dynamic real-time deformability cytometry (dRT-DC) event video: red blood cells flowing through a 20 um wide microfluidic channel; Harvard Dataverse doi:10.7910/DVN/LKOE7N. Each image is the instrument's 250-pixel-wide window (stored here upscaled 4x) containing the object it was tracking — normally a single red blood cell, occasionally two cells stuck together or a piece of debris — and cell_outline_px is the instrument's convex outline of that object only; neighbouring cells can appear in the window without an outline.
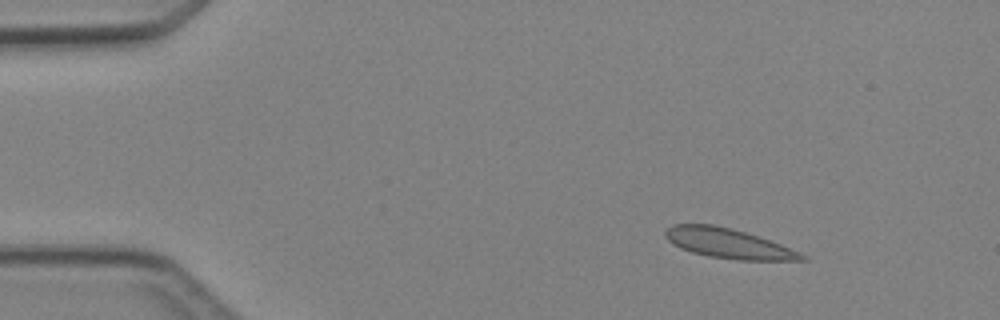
{"species": "Egyptian fruit bat (a non-hibernating species)", "species_latin": "Rousettus aegyptiacus", "temperature_condition": "cold", "stored_images_in_passage": 4, "camera_frame_rate_fps": 3000, "um_per_image_px": 0.085, "animal": {"sex": "female"}, "frame": {"image": 1, "passage_image": 2, "time_ms": 2.0, "image_size_px": [1000, 320], "cell_outline_px": [[808, 260], [740, 260], [708, 256], [692, 252], [680, 248], [668, 240], [664, 236], [664, 232], [672, 224], [712, 224], [732, 228], [780, 244], [808, 256]], "centroid_in_image_um": [61.88, 20.69], "position_along_channel_um": 23.1, "area_um2": 23.47}}